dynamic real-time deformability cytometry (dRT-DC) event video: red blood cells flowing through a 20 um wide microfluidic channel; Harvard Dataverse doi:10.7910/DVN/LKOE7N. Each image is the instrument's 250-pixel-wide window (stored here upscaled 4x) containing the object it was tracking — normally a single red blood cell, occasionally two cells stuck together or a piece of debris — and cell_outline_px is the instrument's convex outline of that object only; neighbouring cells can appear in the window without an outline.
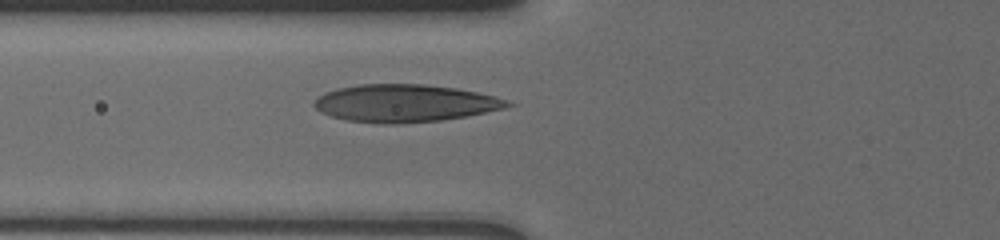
{"species": "human", "species_latin": "Homo sapiens", "temperature_condition": "cold", "stored_images_in_passage": 7, "camera_frame_rate_fps": 3000, "um_per_image_px": 0.085, "donor": {"sex": "male"}, "frame": {"image": 1, "passage_image": 7, "time_ms": 6.333, "image_size_px": [1000, 240], "cell_outline_px": [[516, 104], [504, 108], [464, 116], [440, 120], [392, 124], [380, 124], [348, 120], [332, 116], [320, 112], [312, 104], [316, 96], [324, 92], [336, 88], [360, 84], [424, 84], [452, 88], [476, 92], [496, 96], [508, 100]], "centroid_in_image_um": [34.36, 8.77], "position_along_channel_um": 91.4, "area_um2": 42.19}}